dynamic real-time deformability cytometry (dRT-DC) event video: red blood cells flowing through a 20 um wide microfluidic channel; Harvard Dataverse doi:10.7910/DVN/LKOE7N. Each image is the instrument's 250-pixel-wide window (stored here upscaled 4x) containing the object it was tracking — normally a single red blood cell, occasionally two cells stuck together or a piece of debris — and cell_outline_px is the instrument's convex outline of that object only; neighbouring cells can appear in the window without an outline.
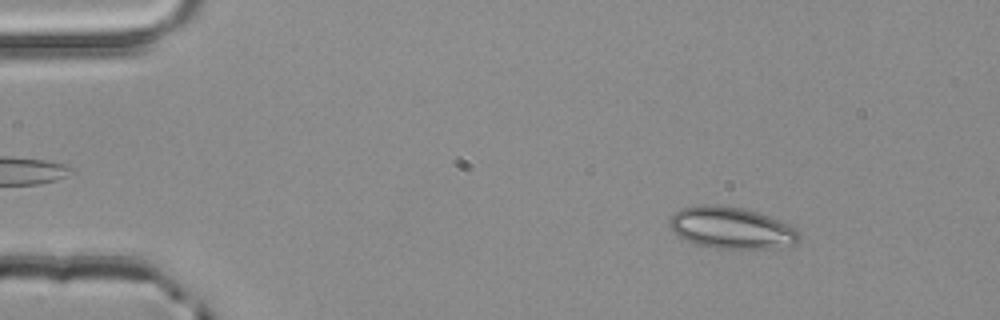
{"species": "common noctule bat (a hibernating species)", "species_latin": "Nyctalus noctula", "temperature_condition": "room temperature", "stored_images_in_passage": 4, "camera_frame_rate_fps": 3000, "um_per_image_px": 0.085, "animal": {"sex": "male", "body_mass_g": 20.4}, "frame": {"image": 1, "passage_image": 1, "time_ms": 0.0, "image_size_px": [1000, 320], "cell_outline_px": [[800, 240], [796, 244], [776, 248], [716, 248], [696, 244], [680, 236], [668, 224], [668, 220], [676, 212], [684, 208], [704, 204], [720, 204], [744, 208], [768, 216], [788, 224], [800, 232]], "centroid_in_image_um": [62.2, 19.36], "position_along_channel_um": 22.8, "area_um2": 31.27}}
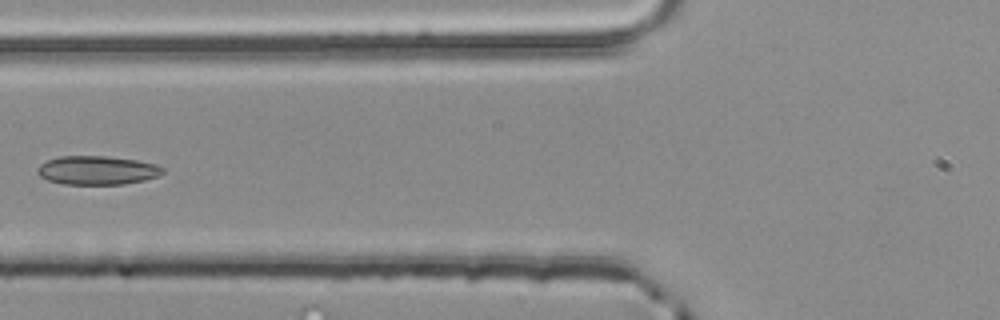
{"frame": {"image": 2, "passage_image": 4, "time_ms": 1.0, "image_size_px": [1000, 320], "cell_outline_px": [[164, 172], [156, 176], [144, 180], [124, 184], [64, 184], [48, 180], [40, 176], [36, 172], [36, 168], [40, 164], [48, 160], [60, 156], [104, 156], [136, 160], [156, 164], [164, 168]], "centroid_in_image_um": [8.24, 14.47], "position_along_channel_um": 117.6, "area_um2": 20.92}}